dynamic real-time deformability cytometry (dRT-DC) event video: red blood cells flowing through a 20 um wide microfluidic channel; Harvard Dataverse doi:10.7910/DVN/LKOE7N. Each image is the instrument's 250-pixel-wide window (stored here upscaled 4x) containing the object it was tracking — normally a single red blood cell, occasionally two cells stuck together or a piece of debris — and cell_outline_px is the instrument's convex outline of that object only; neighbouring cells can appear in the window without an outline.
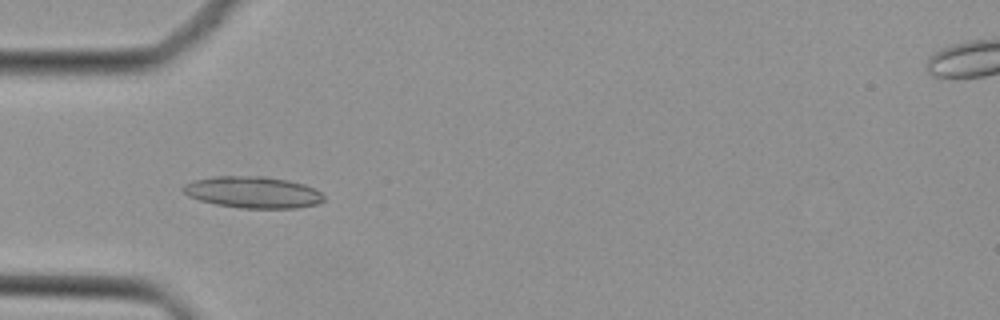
{"species": "Egyptian fruit bat (a non-hibernating species)", "species_latin": "Rousettus aegyptiacus", "temperature_condition": "cold", "stored_images_in_passage": 35, "camera_frame_rate_fps": 3000, "um_per_image_px": 0.085, "animal": {"sex": "female"}, "frame": {"image": 1, "passage_image": 4, "time_ms": 1.0, "image_size_px": [1000, 320], "cell_outline_px": [[324, 200], [316, 204], [296, 208], [240, 208], [216, 204], [200, 200], [188, 196], [180, 188], [184, 184], [192, 180], [216, 176], [264, 176], [288, 180], [304, 184], [320, 192], [324, 196]], "centroid_in_image_um": [21.46, 16.33], "position_along_channel_um": 63.5, "area_um2": 25.89}}
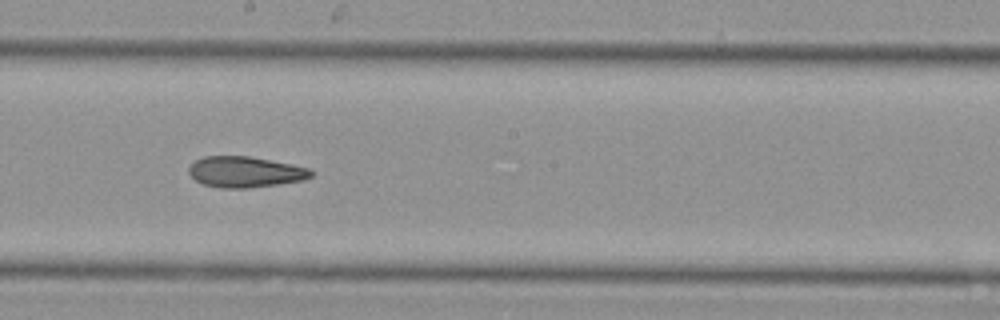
{"frame": {"image": 2, "passage_image": 15, "time_ms": 4.667, "image_size_px": [1000, 320], "cell_outline_px": [[312, 176], [304, 180], [248, 188], [220, 188], [204, 184], [196, 180], [188, 172], [188, 168], [196, 160], [204, 156], [248, 156], [308, 168], [312, 172]], "centroid_in_image_um": [20.8, 14.62], "position_along_channel_um": 227.4, "area_um2": 21.62}}
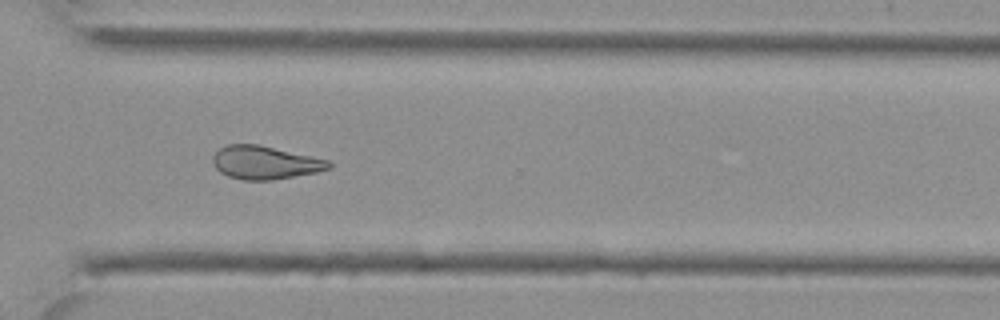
{"frame": {"image": 3, "passage_image": 23, "time_ms": 7.333, "image_size_px": [1000, 320], "cell_outline_px": [[332, 168], [316, 172], [272, 180], [240, 180], [228, 176], [220, 172], [216, 168], [212, 160], [212, 156], [220, 148], [228, 144], [260, 144], [328, 160], [332, 164]], "centroid_in_image_um": [22.51, 13.82], "position_along_channel_um": 348.1, "area_um2": 22.48}}